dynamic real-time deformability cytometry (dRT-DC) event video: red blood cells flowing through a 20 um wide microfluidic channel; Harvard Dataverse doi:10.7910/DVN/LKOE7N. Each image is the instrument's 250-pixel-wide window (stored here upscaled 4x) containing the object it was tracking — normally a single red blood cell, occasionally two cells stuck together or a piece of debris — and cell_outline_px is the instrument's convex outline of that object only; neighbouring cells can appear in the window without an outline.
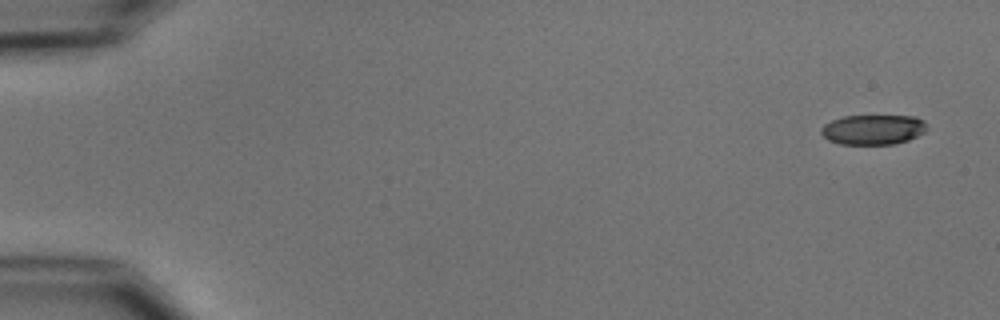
{"species": "common noctule bat (a hibernating species)", "species_latin": "Nyctalus noctula", "temperature_condition": "cold", "stored_images_in_passage": 5, "camera_frame_rate_fps": 3000, "um_per_image_px": 0.085, "animal": {"sex": "male", "body_mass_g": 15.6}, "frame": {"image": 1, "passage_image": 1, "time_ms": 0.0, "image_size_px": [1000, 320], "cell_outline_px": [[928, 128], [924, 132], [908, 140], [896, 144], [840, 144], [828, 140], [820, 132], [820, 128], [824, 124], [832, 120], [844, 116], [916, 116], [924, 120]], "centroid_in_image_um": [74.22, 11.01], "position_along_channel_um": 10.8, "area_um2": 18.55}}
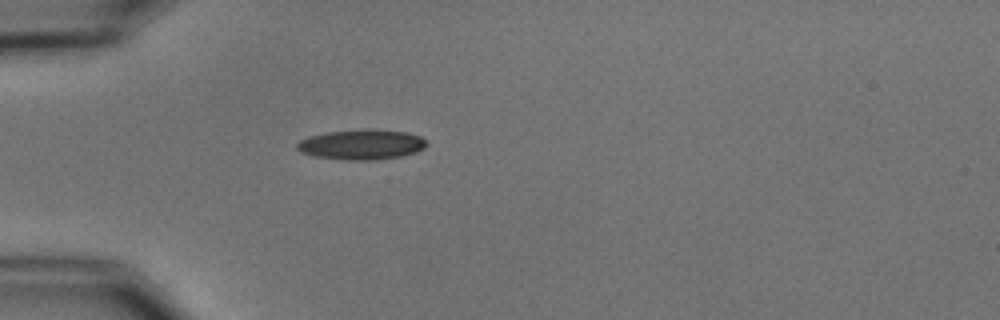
{"frame": {"image": 2, "passage_image": 5, "time_ms": 4.667, "image_size_px": [1000, 320], "cell_outline_px": [[428, 144], [424, 148], [416, 152], [400, 156], [376, 160], [344, 160], [312, 156], [300, 152], [296, 148], [296, 144], [300, 140], [308, 136], [328, 132], [368, 128], [408, 132], [420, 136]], "centroid_in_image_um": [30.71, 12.28], "position_along_channel_um": 54.3, "area_um2": 23.0}}